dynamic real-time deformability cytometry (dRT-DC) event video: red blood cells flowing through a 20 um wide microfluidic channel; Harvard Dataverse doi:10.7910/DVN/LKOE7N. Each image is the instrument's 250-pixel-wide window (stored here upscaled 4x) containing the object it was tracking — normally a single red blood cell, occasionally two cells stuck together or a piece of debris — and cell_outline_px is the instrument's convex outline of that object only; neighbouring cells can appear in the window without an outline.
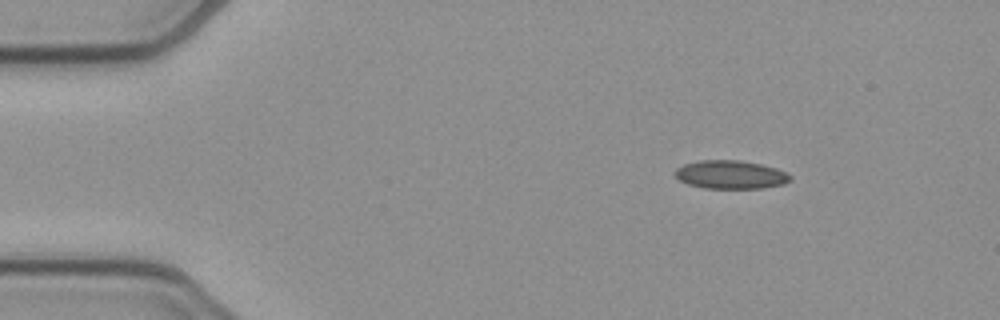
{"species": "common noctule bat (a hibernating species)", "species_latin": "Nyctalus noctula", "temperature_condition": "cold", "stored_images_in_passage": 46, "camera_frame_rate_fps": 3000, "um_per_image_px": 0.085, "animal": {"sex": "female", "body_mass_g": 21.9}, "frame": {"image": 1, "passage_image": 1, "time_ms": 0.0, "image_size_px": [1000, 320], "cell_outline_px": [[792, 180], [784, 184], [764, 188], [704, 188], [688, 184], [680, 180], [676, 176], [676, 168], [684, 164], [700, 160], [740, 160], [760, 164], [776, 168], [788, 172], [792, 176]], "centroid_in_image_um": [62.15, 14.84], "position_along_channel_um": 22.8, "area_um2": 19.13}}
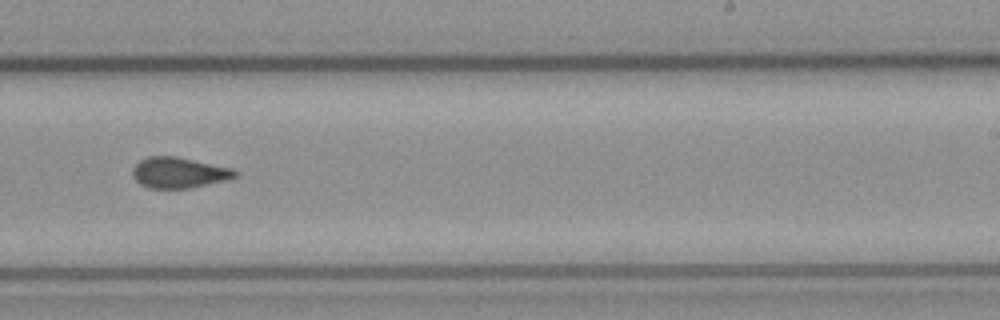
{"frame": {"image": 2, "passage_image": 26, "time_ms": 8.333, "image_size_px": [1000, 320], "cell_outline_px": [[240, 172], [236, 176], [228, 180], [188, 188], [148, 188], [140, 184], [132, 176], [132, 168], [140, 160], [148, 156], [176, 156], [232, 168]], "centroid_in_image_um": [15.21, 14.67], "position_along_channel_um": 273.8, "area_um2": 18.44}}
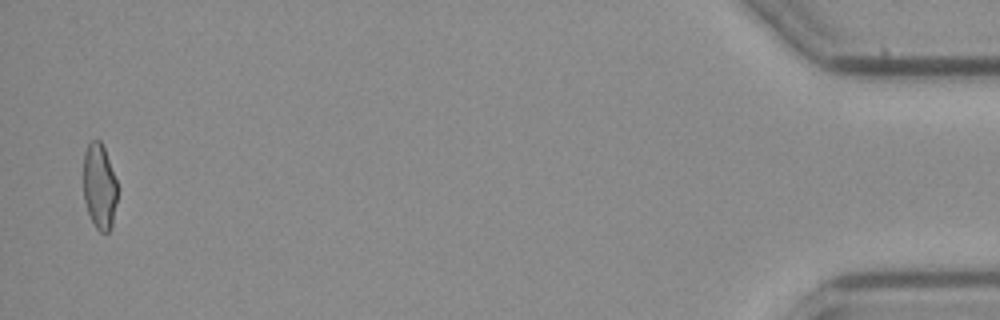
{"frame": {"image": 3, "passage_image": 45, "time_ms": 14.667, "image_size_px": [1000, 320], "cell_outline_px": [[116, 204], [112, 228], [108, 232], [100, 232], [96, 228], [88, 212], [84, 200], [84, 152], [88, 144], [92, 140], [100, 140], [104, 148], [116, 180]], "centroid_in_image_um": [8.45, 15.86], "position_along_channel_um": 426.8, "area_um2": 16.76}, "authors_computed_cell_mechanics": {"area_um2": 18.6983, "velocity_mm_per_s": 3.9021, "shape_relaxation_time_tau1_ms": null, "shape_relaxation_time_tau2_ms": 2.0174, "deformation_change_tau1": null, "deformation_change_tau2": 0.0746}}